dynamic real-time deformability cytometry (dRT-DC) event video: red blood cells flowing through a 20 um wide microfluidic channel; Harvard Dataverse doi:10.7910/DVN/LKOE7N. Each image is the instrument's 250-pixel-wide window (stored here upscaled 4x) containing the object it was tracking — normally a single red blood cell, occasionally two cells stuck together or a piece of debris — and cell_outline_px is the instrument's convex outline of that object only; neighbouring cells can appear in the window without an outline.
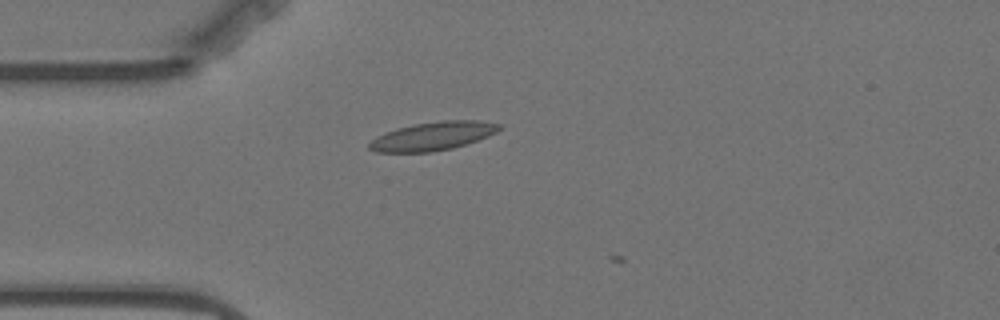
{"species": "Egyptian fruit bat (a non-hibernating species)", "species_latin": "Rousettus aegyptiacus", "temperature_condition": "warm", "stored_images_in_passage": 3, "camera_frame_rate_fps": 3000, "um_per_image_px": 0.085, "animal": {"sex": "female"}, "frame": {"image": 1, "passage_image": 2, "time_ms": 0.333, "image_size_px": [1000, 320], "cell_outline_px": [[500, 128], [496, 132], [488, 136], [452, 148], [432, 152], [376, 152], [368, 148], [368, 144], [376, 136], [384, 132], [396, 128], [412, 124], [444, 120], [480, 120], [500, 124]], "centroid_in_image_um": [36.75, 11.56], "position_along_channel_um": 48.3, "area_um2": 21.56}}